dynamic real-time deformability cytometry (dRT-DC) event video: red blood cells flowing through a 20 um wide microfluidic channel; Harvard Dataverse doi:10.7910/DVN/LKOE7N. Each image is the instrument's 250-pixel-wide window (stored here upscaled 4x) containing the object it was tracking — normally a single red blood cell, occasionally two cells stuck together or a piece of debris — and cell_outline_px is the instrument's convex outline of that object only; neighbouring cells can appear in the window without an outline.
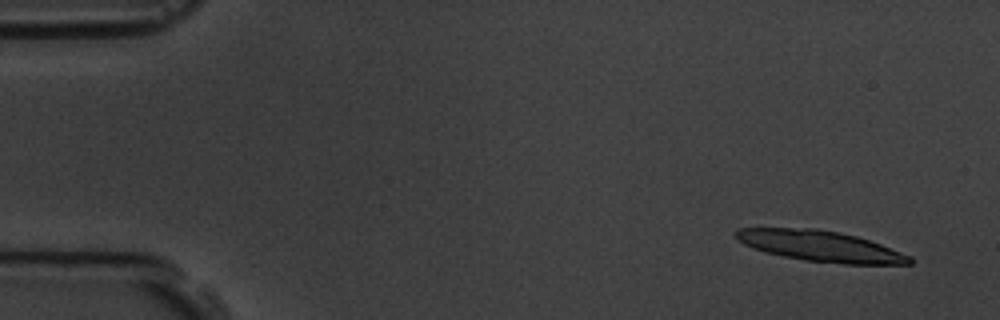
{"species": "common noctule bat (a hibernating species)", "species_latin": "Nyctalus noctula", "temperature_condition": "room temperature", "stored_images_in_passage": 5, "segment_of_instrument_passage": [2, 2], "camera_frame_rate_fps": 3000, "um_per_image_px": 0.085, "animal": {"sex": "male", "body_mass_g": 19.5, "forearm_length_mm": 54.6}, "frame": {"image": 1, "passage_image": 5, "time_ms": 5.333, "image_size_px": [1000, 320], "cell_outline_px": [[912, 264], [844, 264], [804, 260], [764, 252], [752, 248], [744, 244], [732, 232], [736, 228], [816, 228], [840, 232], [856, 236], [880, 244], [912, 256]], "centroid_in_image_um": [69.72, 20.91], "position_along_channel_um": 15.3, "area_um2": 31.15}}